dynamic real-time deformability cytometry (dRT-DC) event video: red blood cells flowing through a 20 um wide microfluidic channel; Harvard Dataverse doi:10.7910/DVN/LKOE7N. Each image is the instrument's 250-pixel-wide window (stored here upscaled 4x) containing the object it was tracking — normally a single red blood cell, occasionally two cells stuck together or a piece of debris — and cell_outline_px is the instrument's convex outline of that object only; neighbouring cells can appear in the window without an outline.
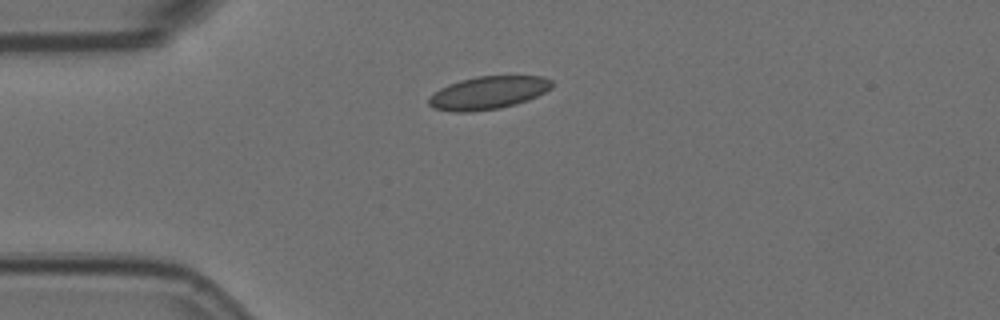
{"species": "Egyptian fruit bat (a non-hibernating species)", "species_latin": "Rousettus aegyptiacus", "temperature_condition": "room temperature", "stored_images_in_passage": 38, "camera_frame_rate_fps": 3000, "um_per_image_px": 0.085, "animal": {"sex": "female"}, "frame": {"image": 1, "passage_image": 1, "time_ms": 0.0, "image_size_px": [1000, 320], "cell_outline_px": [[552, 88], [528, 100], [516, 104], [500, 108], [472, 112], [456, 112], [432, 108], [428, 104], [428, 100], [440, 88], [448, 84], [460, 80], [476, 76], [544, 76], [552, 80]], "centroid_in_image_um": [41.5, 7.89], "position_along_channel_um": 43.5, "area_um2": 23.64}}
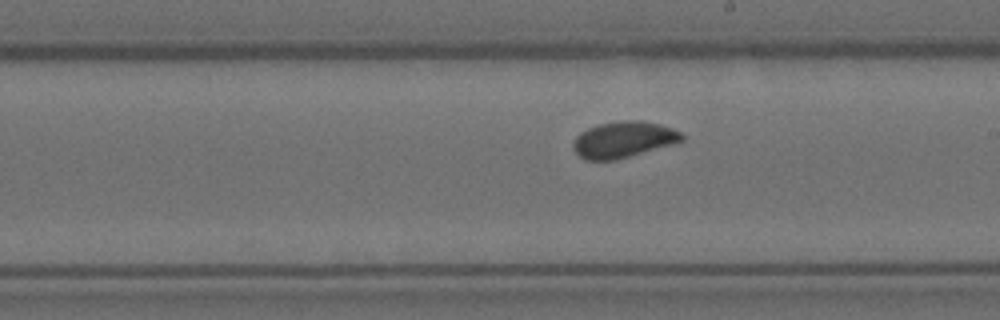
{"frame": {"image": 2, "passage_image": 19, "time_ms": 6.0, "image_size_px": [1000, 320], "cell_outline_px": [[684, 140], [672, 144], [628, 156], [612, 160], [584, 160], [572, 148], [572, 140], [580, 132], [588, 128], [600, 124], [624, 120], [640, 120], [660, 124], [672, 128], [680, 132], [684, 136]], "centroid_in_image_um": [52.96, 11.85], "position_along_channel_um": 236.0, "area_um2": 22.72}}
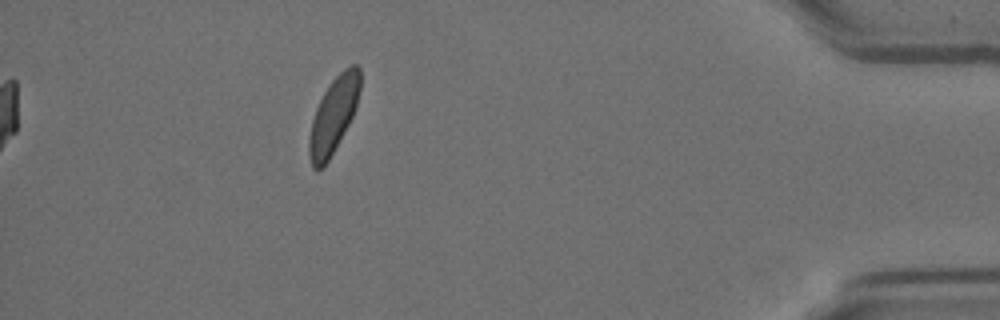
{"frame": {"image": 3, "passage_image": 38, "time_ms": 12.333, "image_size_px": [1000, 320], "cell_outline_px": [[360, 88], [356, 104], [352, 116], [348, 124], [324, 168], [312, 168], [308, 152], [308, 140], [312, 120], [316, 108], [324, 92], [332, 80], [344, 68], [352, 64], [356, 64], [360, 68]], "centroid_in_image_um": [28.33, 9.79], "position_along_channel_um": 406.9, "area_um2": 22.14}, "authors_computed_cell_mechanics": {"area_um2": 22.6576, "velocity_mm_per_s": 3.5449, "shape_relaxation_time_tau1_ms": 4.9112, "shape_relaxation_time_tau2_ms": null, "deformation_change_tau1": 0.0964, "deformation_change_tau2": null}}